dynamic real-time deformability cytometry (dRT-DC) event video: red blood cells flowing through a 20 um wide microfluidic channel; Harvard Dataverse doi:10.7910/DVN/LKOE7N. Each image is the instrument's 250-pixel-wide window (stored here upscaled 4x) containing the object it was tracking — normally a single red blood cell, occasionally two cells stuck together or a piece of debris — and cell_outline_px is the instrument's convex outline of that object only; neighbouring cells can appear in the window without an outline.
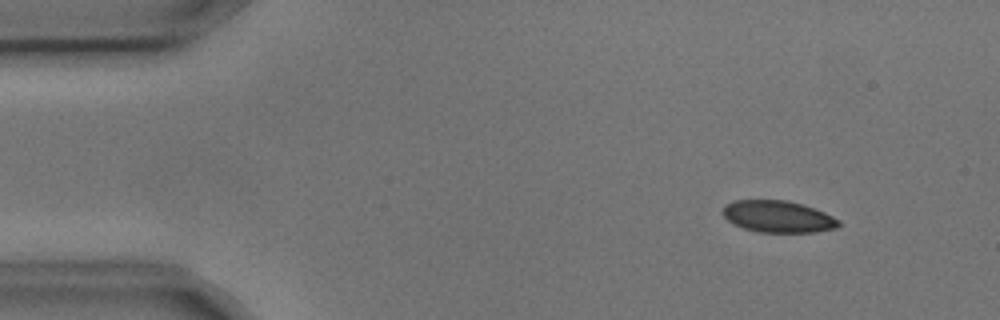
{"species": "common noctule bat (a hibernating species)", "species_latin": "Nyctalus noctula", "temperature_condition": "cold", "stored_images_in_passage": 4, "camera_frame_rate_fps": 3000, "um_per_image_px": 0.085, "animal": {"sex": "male", "body_mass_g": 17.9, "forearm_length_mm": 54.2}, "frame": {"image": 1, "passage_image": 2, "time_ms": 0.333, "image_size_px": [1000, 320], "cell_outline_px": [[840, 224], [836, 228], [816, 232], [760, 232], [744, 228], [732, 224], [724, 216], [724, 204], [736, 200], [784, 200], [800, 204], [824, 212], [840, 220]], "centroid_in_image_um": [66.12, 18.41], "position_along_channel_um": 18.9, "area_um2": 21.27}}
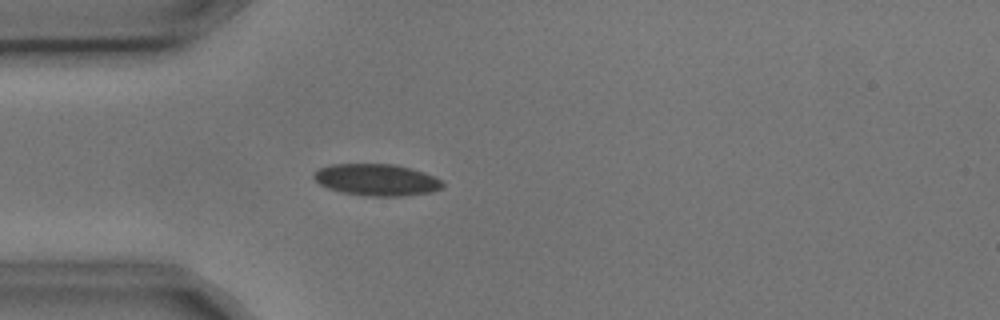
{"frame": {"image": 2, "passage_image": 4, "time_ms": 1.0, "image_size_px": [1000, 320], "cell_outline_px": [[444, 188], [432, 192], [404, 196], [368, 196], [344, 192], [328, 188], [320, 184], [312, 176], [320, 168], [332, 164], [392, 164], [412, 168], [424, 172], [440, 180], [444, 184]], "centroid_in_image_um": [32.05, 15.29], "position_along_channel_um": 52.9, "area_um2": 23.7}}